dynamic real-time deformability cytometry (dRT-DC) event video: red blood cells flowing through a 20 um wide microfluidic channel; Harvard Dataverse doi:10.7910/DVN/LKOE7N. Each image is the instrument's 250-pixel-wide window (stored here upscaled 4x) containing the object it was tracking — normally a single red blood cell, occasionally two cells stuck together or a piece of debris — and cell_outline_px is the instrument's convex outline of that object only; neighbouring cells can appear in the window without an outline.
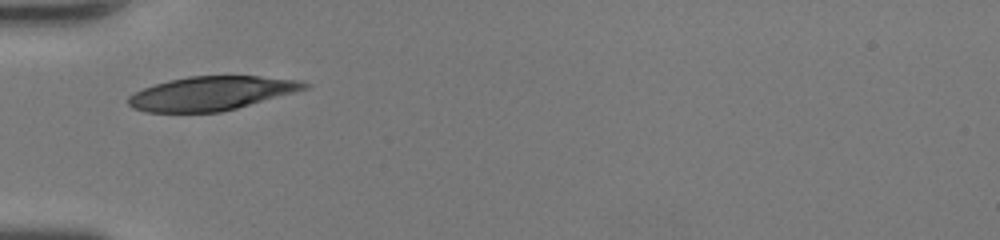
{"species": "human", "species_latin": "Homo sapiens", "temperature_condition": "room temperature", "stored_images_in_passage": 30, "camera_frame_rate_fps": 3000, "um_per_image_px": 0.085, "donor": {"sex": "female"}, "frame": {"image": 1, "passage_image": 1, "time_ms": 0.0, "image_size_px": [1000, 240], "cell_outline_px": [[312, 84], [308, 88], [236, 108], [220, 112], [144, 112], [132, 108], [128, 104], [128, 96], [144, 88], [156, 84], [188, 76], [260, 76], [300, 80]], "centroid_in_image_um": [17.97, 7.93], "position_along_channel_um": 67.0, "area_um2": 34.51}}